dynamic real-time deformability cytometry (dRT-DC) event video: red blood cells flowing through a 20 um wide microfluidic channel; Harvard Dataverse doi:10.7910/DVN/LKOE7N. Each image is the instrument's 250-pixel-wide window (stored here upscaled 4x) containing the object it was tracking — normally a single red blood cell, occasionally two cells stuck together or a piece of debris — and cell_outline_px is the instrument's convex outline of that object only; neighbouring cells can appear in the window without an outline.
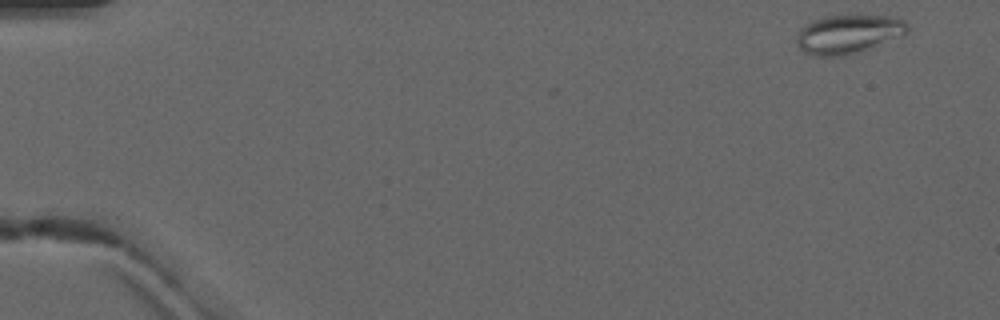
{"species": "common noctule bat (a hibernating species)", "species_latin": "Nyctalus noctula", "temperature_condition": "warm", "stored_images_in_passage": 6, "camera_frame_rate_fps": 3000, "um_per_image_px": 0.085, "animal": {"sex": "male", "forearm_length_mm": 52.5}, "frame": {"image": 1, "passage_image": 1, "time_ms": 0.0, "image_size_px": [1000, 320], "cell_outline_px": [[908, 32], [904, 36], [844, 56], [816, 56], [804, 52], [796, 44], [796, 36], [800, 28], [804, 24], [812, 20], [828, 16], [892, 16], [904, 20], [908, 24]], "centroid_in_image_um": [72.1, 2.9], "position_along_channel_um": 12.9, "area_um2": 25.09}}
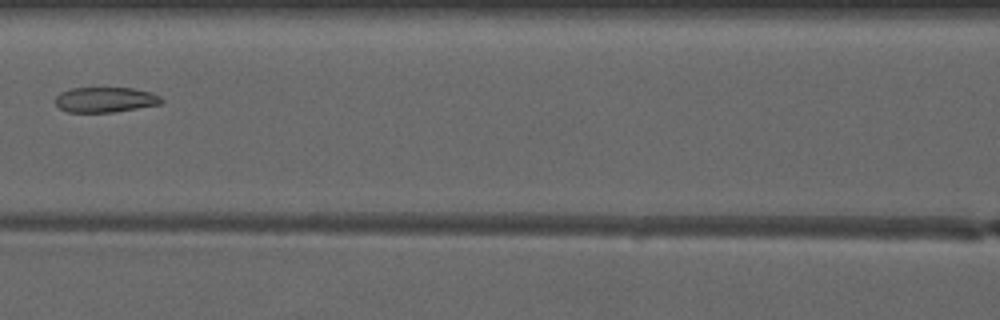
{"frame": {"image": 2, "passage_image": 6, "time_ms": 7.0, "image_size_px": [1000, 320], "cell_outline_px": [[164, 100], [160, 104], [112, 112], [68, 112], [60, 108], [56, 104], [56, 96], [60, 92], [68, 88], [132, 88], [152, 92], [160, 96]], "centroid_in_image_um": [8.94, 8.46], "position_along_channel_um": 157.7, "area_um2": 15.55}}